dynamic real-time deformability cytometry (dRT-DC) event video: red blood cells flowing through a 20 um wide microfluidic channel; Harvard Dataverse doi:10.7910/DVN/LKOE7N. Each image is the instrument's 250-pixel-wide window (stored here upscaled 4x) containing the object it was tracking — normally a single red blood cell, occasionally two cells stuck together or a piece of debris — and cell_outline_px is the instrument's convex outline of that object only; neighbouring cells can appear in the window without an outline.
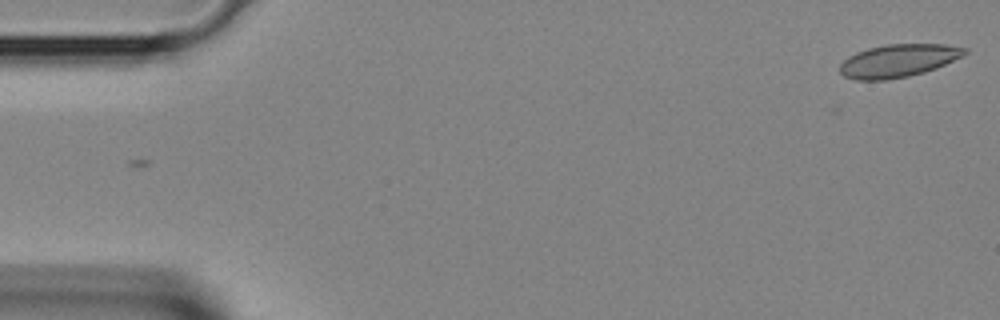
{"species": "Egyptian fruit bat (a non-hibernating species)", "species_latin": "Rousettus aegyptiacus", "temperature_condition": "room temperature", "stored_images_in_passage": 5, "camera_frame_rate_fps": 3000, "um_per_image_px": 0.085, "animal": {"sex": "female"}, "frame": {"image": 1, "passage_image": 5, "time_ms": 1.333, "image_size_px": [1000, 320], "cell_outline_px": [[968, 52], [936, 68], [924, 72], [908, 76], [888, 80], [856, 80], [844, 76], [840, 72], [840, 64], [848, 56], [856, 52], [868, 48], [888, 44], [944, 44], [968, 48]], "centroid_in_image_um": [76.32, 5.16], "position_along_channel_um": 8.7, "area_um2": 23.81}}